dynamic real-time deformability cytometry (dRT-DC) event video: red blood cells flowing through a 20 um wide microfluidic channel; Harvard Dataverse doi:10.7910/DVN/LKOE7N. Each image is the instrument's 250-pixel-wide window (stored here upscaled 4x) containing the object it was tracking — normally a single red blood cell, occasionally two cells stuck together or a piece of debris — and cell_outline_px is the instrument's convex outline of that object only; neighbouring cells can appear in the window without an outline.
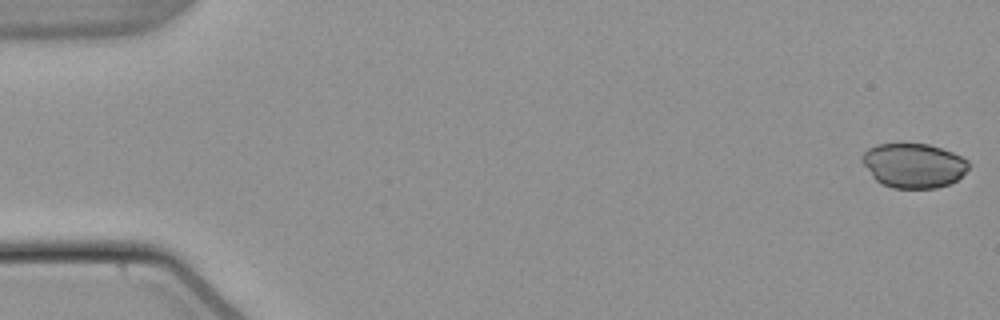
{"species": "common noctule bat (a hibernating species)", "species_latin": "Nyctalus noctula", "temperature_condition": "warm", "stored_images_in_passage": 54, "camera_frame_rate_fps": 3000, "um_per_image_px": 0.085, "animal": {"sex": "male", "body_mass_g": 21.5, "forearm_length_mm": 52.0}, "frame": {"image": 1, "passage_image": 1, "time_ms": 0.0, "image_size_px": [1000, 320], "cell_outline_px": [[968, 168], [956, 180], [948, 184], [936, 188], [892, 188], [880, 184], [872, 176], [860, 160], [860, 156], [868, 148], [876, 144], [928, 144], [952, 152], [968, 160]], "centroid_in_image_um": [77.61, 14.07], "position_along_channel_um": 7.4, "area_um2": 27.57}}
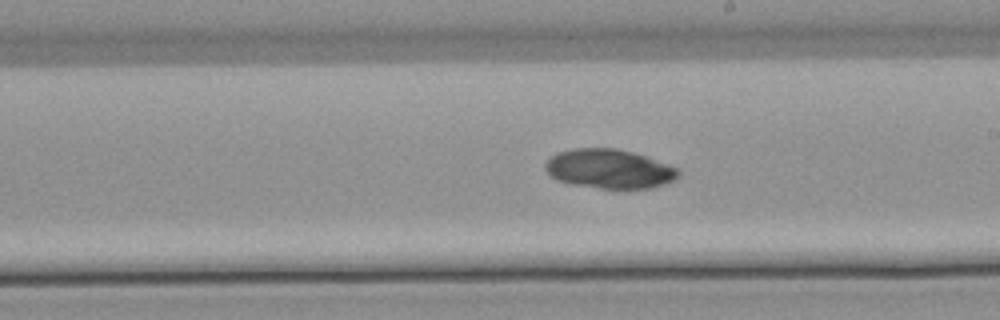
{"frame": {"image": 2, "passage_image": 31, "time_ms": 10.0, "image_size_px": [1000, 320], "cell_outline_px": [[680, 176], [664, 184], [652, 188], [600, 188], [568, 184], [556, 180], [544, 168], [544, 164], [556, 152], [572, 148], [616, 148], [648, 156], [680, 168]], "centroid_in_image_um": [51.8, 14.34], "position_along_channel_um": 237.2, "area_um2": 30.75}}
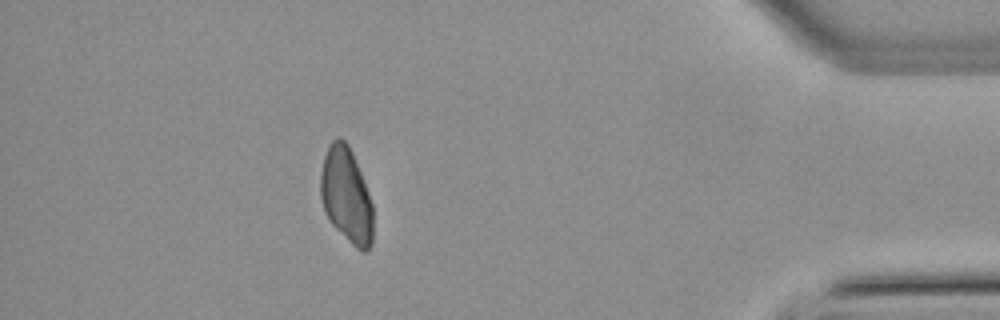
{"frame": {"image": 3, "passage_image": 48, "time_ms": 15.667, "image_size_px": [1000, 320], "cell_outline_px": [[372, 244], [368, 252], [360, 252], [332, 224], [324, 212], [320, 196], [320, 172], [324, 156], [332, 140], [336, 136], [340, 136], [348, 144], [352, 152], [360, 172], [372, 204]], "centroid_in_image_um": [29.42, 16.61], "position_along_channel_um": 405.8, "area_um2": 29.13}}